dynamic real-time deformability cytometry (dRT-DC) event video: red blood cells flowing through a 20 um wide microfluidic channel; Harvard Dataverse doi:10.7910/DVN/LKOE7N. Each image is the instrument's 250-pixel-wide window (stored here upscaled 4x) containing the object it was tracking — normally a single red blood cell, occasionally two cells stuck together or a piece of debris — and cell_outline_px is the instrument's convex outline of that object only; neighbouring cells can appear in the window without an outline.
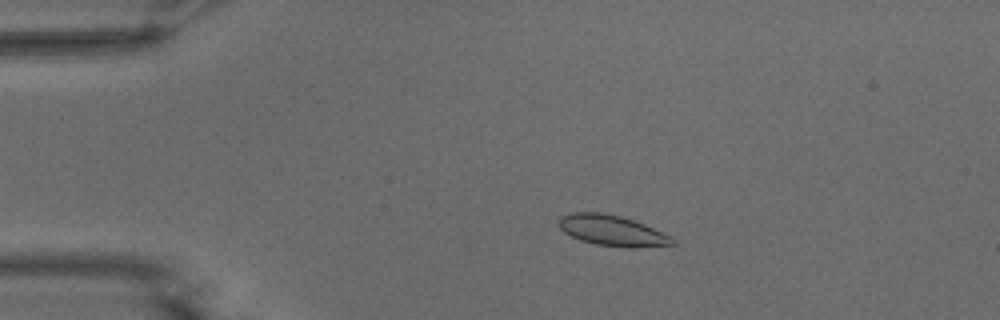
{"species": "common noctule bat (a hibernating species)", "species_latin": "Nyctalus noctula", "temperature_condition": "warm", "stored_images_in_passage": 54, "camera_frame_rate_fps": 3000, "um_per_image_px": 0.085, "animal": {"sex": "male", "body_mass_g": 15.6}, "frame": {"image": 1, "passage_image": 11, "time_ms": 3.333, "image_size_px": [1000, 320], "cell_outline_px": [[676, 244], [636, 248], [628, 248], [596, 244], [580, 240], [564, 232], [560, 228], [560, 216], [572, 212], [600, 212], [620, 216], [644, 224], [676, 240]], "centroid_in_image_um": [52.02, 19.6], "position_along_channel_um": 33.0, "area_um2": 20.06}}
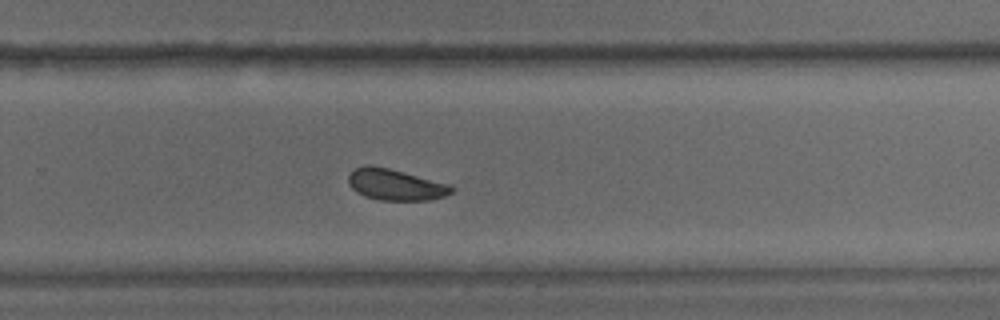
{"frame": {"image": 2, "passage_image": 36, "time_ms": 11.667, "image_size_px": [1000, 320], "cell_outline_px": [[456, 188], [452, 192], [444, 196], [428, 200], [380, 200], [364, 196], [356, 192], [348, 184], [348, 176], [356, 168], [368, 164], [388, 168], [452, 184]], "centroid_in_image_um": [33.64, 15.7], "position_along_channel_um": 296.2, "area_um2": 18.84}}
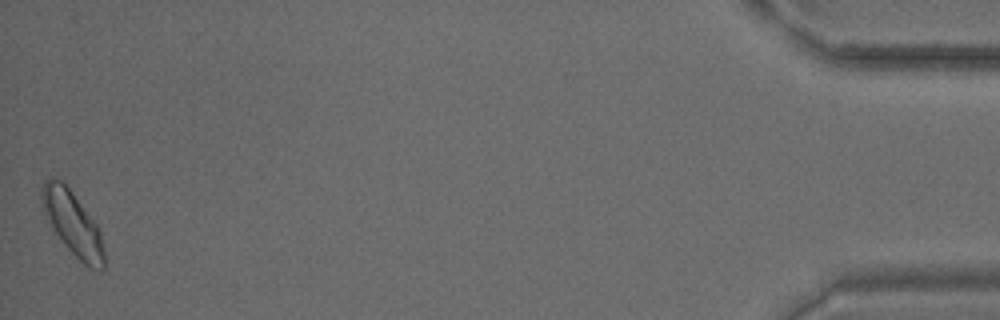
{"frame": {"image": 3, "passage_image": 54, "time_ms": 17.667, "image_size_px": [1000, 320], "cell_outline_px": [[104, 268], [100, 272], [88, 268], [52, 232], [40, 208], [40, 192], [44, 180], [52, 176], [64, 180], [96, 224], [100, 232], [104, 252]], "centroid_in_image_um": [6.1, 18.94], "position_along_channel_um": 429.1, "area_um2": 23.93}, "authors_computed_cell_mechanics": {"area_um2": 19.7098, "velocity_mm_per_s": 3.7318, "shape_relaxation_time_tau1_ms": 3.1678, "shape_relaxation_time_tau2_ms": 1.7585, "deformation_change_tau1": 0.0741, "deformation_change_tau2": 0.0467}}